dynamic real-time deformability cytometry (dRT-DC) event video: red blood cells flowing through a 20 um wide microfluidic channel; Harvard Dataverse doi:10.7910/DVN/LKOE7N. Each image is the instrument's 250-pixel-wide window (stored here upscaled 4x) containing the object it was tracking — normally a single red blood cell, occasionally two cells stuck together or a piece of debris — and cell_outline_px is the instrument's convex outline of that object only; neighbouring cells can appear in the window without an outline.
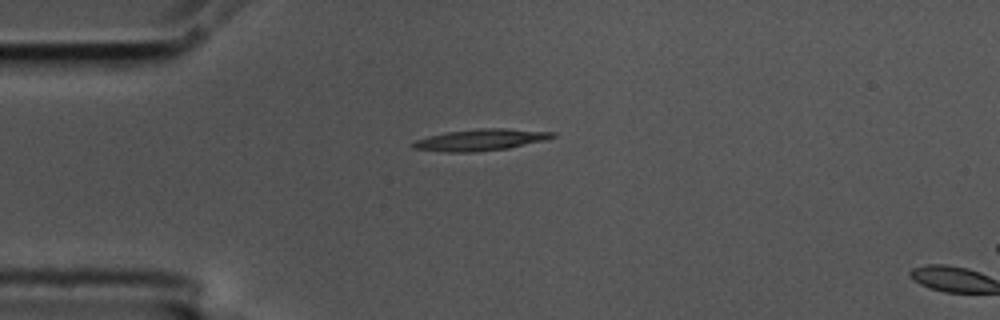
{"species": "common noctule bat (a hibernating species)", "species_latin": "Nyctalus noctula", "temperature_condition": "cold", "stored_images_in_passage": 2, "camera_frame_rate_fps": 3000, "um_per_image_px": 0.085, "animal": {"sex": "male", "body_mass_g": 17.5, "forearm_length_mm": 52.3}, "frame": {"image": 1, "passage_image": 1, "time_ms": 0.0, "image_size_px": [1000, 320], "cell_outline_px": [[556, 136], [548, 140], [508, 148], [476, 152], [448, 152], [412, 148], [408, 144], [416, 140], [428, 136], [448, 132], [476, 128], [508, 128], [556, 132]], "centroid_in_image_um": [40.89, 11.88], "position_along_channel_um": 44.1, "area_um2": 17.74}}